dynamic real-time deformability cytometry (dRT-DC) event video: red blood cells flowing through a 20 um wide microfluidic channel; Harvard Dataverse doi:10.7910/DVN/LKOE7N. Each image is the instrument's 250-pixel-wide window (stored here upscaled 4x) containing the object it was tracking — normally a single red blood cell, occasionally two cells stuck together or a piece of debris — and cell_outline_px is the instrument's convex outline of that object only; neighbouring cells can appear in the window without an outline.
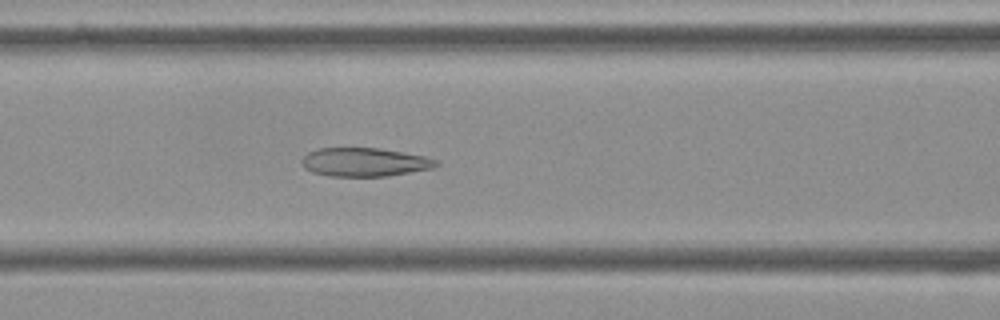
{"species": "Egyptian fruit bat (a non-hibernating species)", "species_latin": "Rousettus aegyptiacus", "temperature_condition": "cold", "stored_images_in_passage": 54, "camera_frame_rate_fps": 3000, "um_per_image_px": 0.085, "frame": {"image": 1, "passage_image": 22, "time_ms": 7.0, "image_size_px": [1000, 320], "cell_outline_px": [[440, 164], [432, 168], [388, 176], [328, 176], [312, 172], [304, 168], [300, 160], [308, 152], [316, 148], [380, 148], [404, 152], [424, 156], [440, 160]], "centroid_in_image_um": [30.98, 13.77], "position_along_channel_um": 135.6, "area_um2": 22.6}}
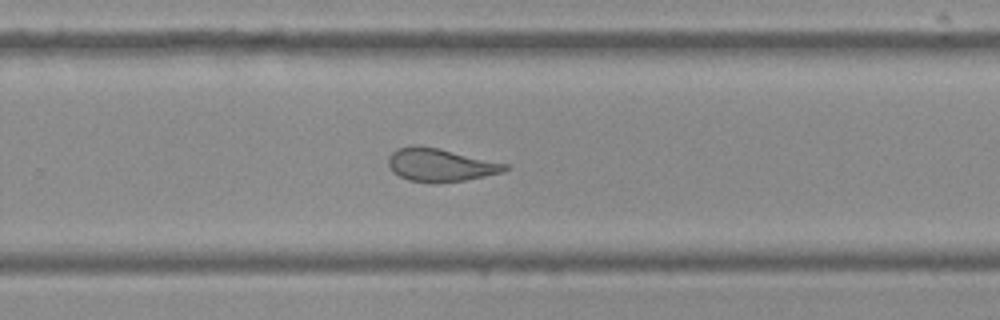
{"frame": {"image": 2, "passage_image": 35, "time_ms": 11.333, "image_size_px": [1000, 320], "cell_outline_px": [[508, 168], [500, 172], [464, 180], [432, 184], [408, 180], [392, 172], [388, 164], [388, 156], [396, 148], [412, 144], [416, 144], [436, 148], [508, 164]], "centroid_in_image_um": [37.33, 14.02], "position_along_channel_um": 292.5, "area_um2": 22.37}}
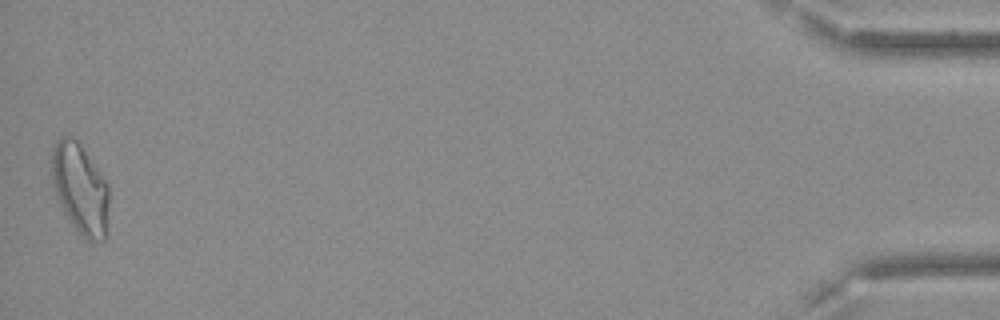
{"frame": {"image": 3, "passage_image": 54, "time_ms": 17.667, "image_size_px": [1000, 320], "cell_outline_px": [[108, 232], [104, 240], [88, 240], [72, 224], [64, 212], [60, 204], [56, 192], [52, 176], [52, 148], [56, 140], [60, 136], [72, 136], [80, 144], [108, 184]], "centroid_in_image_um": [6.83, 16.03], "position_along_channel_um": 428.4, "area_um2": 29.82}, "authors_computed_cell_mechanics": {"area_um2": 24.7384, "velocity_mm_per_s": 3.6256, "shape_relaxation_time_tau1_ms": null, "shape_relaxation_time_tau2_ms": 2.5932, "deformation_change_tau1": null, "deformation_change_tau2": 0.1047}}